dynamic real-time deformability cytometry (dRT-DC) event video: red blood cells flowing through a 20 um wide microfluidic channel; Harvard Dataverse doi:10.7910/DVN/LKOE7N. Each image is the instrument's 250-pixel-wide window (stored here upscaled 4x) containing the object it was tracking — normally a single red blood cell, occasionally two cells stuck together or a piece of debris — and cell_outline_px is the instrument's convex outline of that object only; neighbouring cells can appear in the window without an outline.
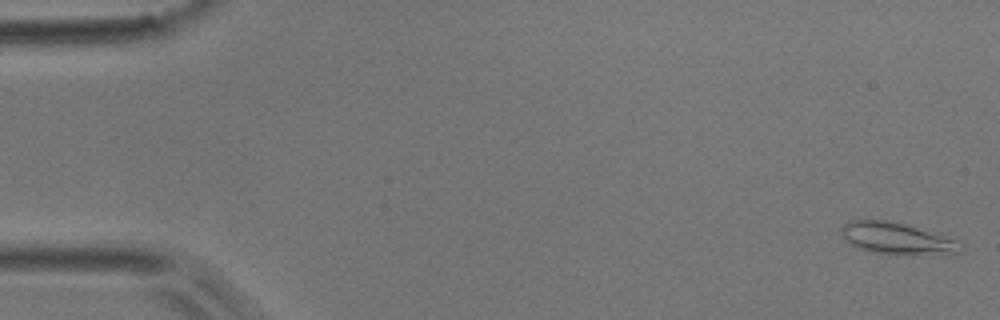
{"species": "common noctule bat (a hibernating species)", "species_latin": "Nyctalus noctula", "temperature_condition": "room temperature", "stored_images_in_passage": 50, "camera_frame_rate_fps": 3000, "um_per_image_px": 0.085, "animal": {"sex": "male", "body_mass_g": 17.9}, "frame": {"image": 1, "passage_image": 1, "time_ms": 0.0, "image_size_px": [1000, 320], "cell_outline_px": [[964, 252], [956, 256], [944, 256], [876, 252], [860, 248], [844, 240], [840, 232], [840, 228], [844, 224], [852, 220], [892, 220], [964, 240]], "centroid_in_image_um": [76.47, 20.28], "position_along_channel_um": 8.5, "area_um2": 23.0}}
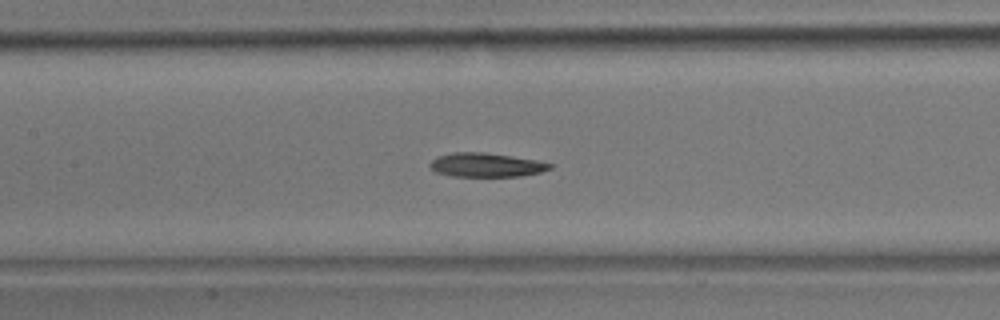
{"frame": {"image": 2, "passage_image": 23, "time_ms": 7.333, "image_size_px": [1000, 320], "cell_outline_px": [[552, 168], [540, 172], [520, 176], [452, 176], [436, 172], [428, 164], [436, 156], [452, 152], [484, 152], [512, 156], [536, 160], [552, 164]], "centroid_in_image_um": [41.29, 14.01], "position_along_channel_um": 166.1, "area_um2": 16.7}}
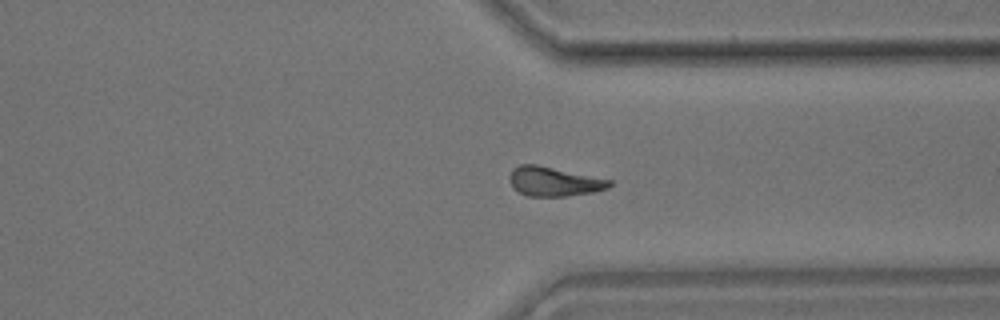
{"frame": {"image": 3, "passage_image": 38, "time_ms": 12.333, "image_size_px": [1000, 320], "cell_outline_px": [[612, 184], [608, 188], [592, 192], [564, 196], [528, 196], [512, 188], [508, 180], [508, 176], [512, 168], [520, 164], [536, 164], [612, 180]], "centroid_in_image_um": [47.03, 15.42], "position_along_channel_um": 364.4, "area_um2": 17.11}, "authors_computed_cell_mechanics": {"area_um2": 17.3978, "velocity_mm_per_s": 3.9771, "shape_relaxation_time_tau1_ms": 7.4892, "shape_relaxation_time_tau2_ms": 6.4049, "deformation_change_tau1": 0.1625, "deformation_change_tau2": 0.1635}}